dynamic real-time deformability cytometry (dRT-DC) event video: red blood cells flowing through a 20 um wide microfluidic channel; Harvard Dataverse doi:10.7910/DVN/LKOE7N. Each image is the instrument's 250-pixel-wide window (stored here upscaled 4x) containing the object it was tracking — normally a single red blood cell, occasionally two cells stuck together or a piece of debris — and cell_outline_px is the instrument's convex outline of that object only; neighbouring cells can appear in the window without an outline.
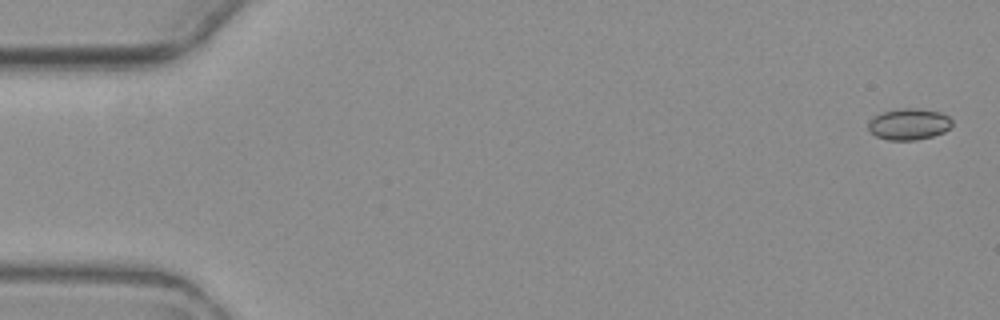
{"species": "common noctule bat (a hibernating species)", "species_latin": "Nyctalus noctula", "temperature_condition": "warm", "stored_images_in_passage": 6, "camera_frame_rate_fps": 3000, "um_per_image_px": 0.085, "animal": {"sex": "female", "body_mass_g": 19.3, "forearm_length_mm": 54.1}, "frame": {"image": 1, "passage_image": 1, "time_ms": 0.0, "image_size_px": [1000, 320], "cell_outline_px": [[952, 124], [944, 132], [932, 136], [916, 140], [888, 140], [876, 136], [868, 132], [868, 120], [872, 116], [880, 112], [896, 108], [920, 108], [940, 112], [948, 116], [952, 120]], "centroid_in_image_um": [77.2, 10.53], "position_along_channel_um": 7.8, "area_um2": 15.66}}
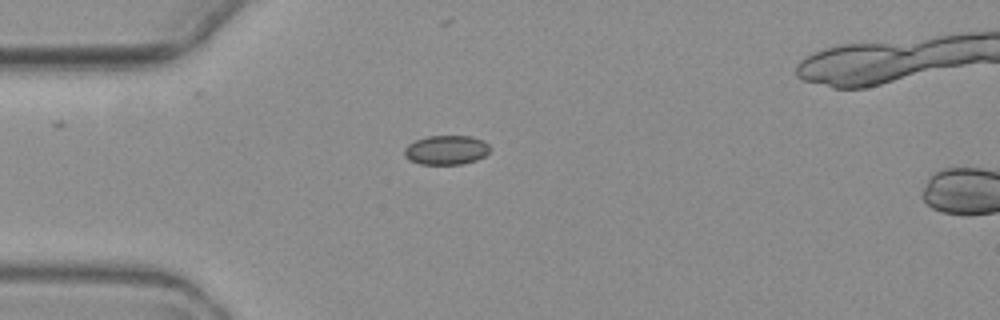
{"frame": {"image": 2, "passage_image": 5, "time_ms": 4.667, "image_size_px": [1000, 320], "cell_outline_px": [[488, 152], [484, 156], [476, 160], [460, 164], [420, 164], [408, 160], [404, 156], [404, 148], [408, 144], [416, 140], [428, 136], [472, 136], [484, 140], [488, 144]], "centroid_in_image_um": [37.9, 12.75], "position_along_channel_um": 47.1, "area_um2": 14.62}}